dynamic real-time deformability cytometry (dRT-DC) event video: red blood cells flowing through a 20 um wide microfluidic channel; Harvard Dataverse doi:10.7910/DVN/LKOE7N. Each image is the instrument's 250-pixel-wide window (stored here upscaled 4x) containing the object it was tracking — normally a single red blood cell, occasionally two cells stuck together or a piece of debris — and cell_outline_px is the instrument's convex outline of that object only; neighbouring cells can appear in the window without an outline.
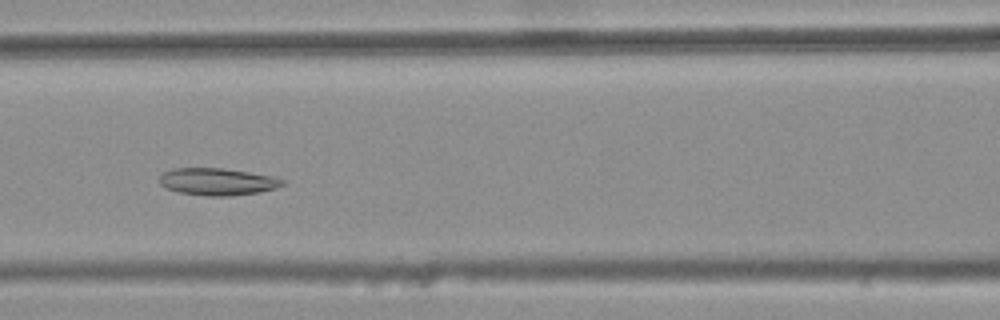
{"species": "common noctule bat (a hibernating species)", "species_latin": "Nyctalus noctula", "temperature_condition": "warm", "stored_images_in_passage": 31, "camera_frame_rate_fps": 3000, "um_per_image_px": 0.085, "animal": {"sex": "female", "body_mass_g": 25.1}, "frame": {"image": 1, "passage_image": 9, "time_ms": 2.667, "image_size_px": [1000, 320], "cell_outline_px": [[284, 184], [276, 188], [260, 192], [232, 196], [208, 196], [180, 192], [168, 188], [160, 184], [160, 176], [164, 172], [172, 168], [220, 168], [248, 172], [272, 176], [284, 180]], "centroid_in_image_um": [18.49, 15.44], "position_along_channel_um": 148.1, "area_um2": 19.31}}
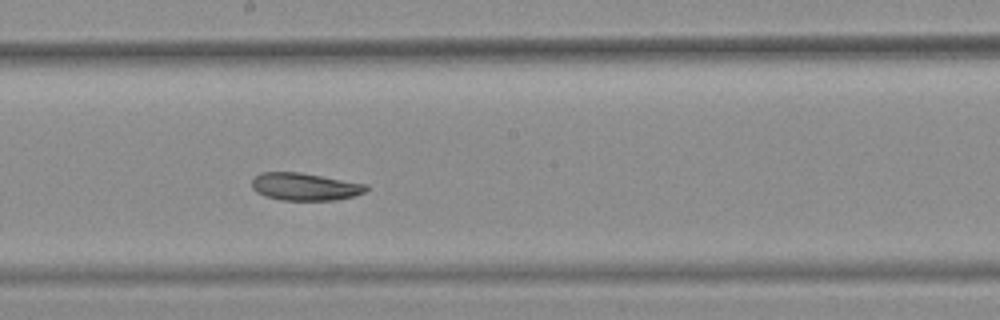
{"frame": {"image": 2, "passage_image": 15, "time_ms": 4.667, "image_size_px": [1000, 320], "cell_outline_px": [[368, 188], [364, 192], [356, 196], [336, 200], [280, 200], [264, 196], [256, 192], [252, 188], [252, 180], [260, 172], [300, 172], [368, 184]], "centroid_in_image_um": [25.92, 15.87], "position_along_channel_um": 222.3, "area_um2": 18.5}}
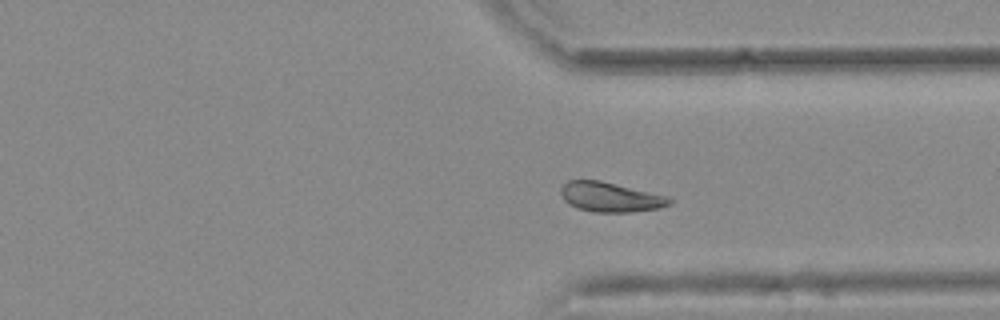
{"frame": {"image": 3, "passage_image": 26, "time_ms": 8.333, "image_size_px": [1000, 320], "cell_outline_px": [[672, 204], [656, 208], [628, 212], [592, 212], [576, 208], [568, 204], [564, 200], [560, 192], [560, 188], [568, 180], [600, 180], [672, 196]], "centroid_in_image_um": [51.9, 16.74], "position_along_channel_um": 359.5, "area_um2": 19.07}, "authors_computed_cell_mechanics": {"area_um2": 18.9006, "velocity_mm_per_s": 3.7211, "shape_relaxation_time_tau1_ms": null, "shape_relaxation_time_tau2_ms": 6.9636, "deformation_change_tau1": null, "deformation_change_tau2": 0.1219}}